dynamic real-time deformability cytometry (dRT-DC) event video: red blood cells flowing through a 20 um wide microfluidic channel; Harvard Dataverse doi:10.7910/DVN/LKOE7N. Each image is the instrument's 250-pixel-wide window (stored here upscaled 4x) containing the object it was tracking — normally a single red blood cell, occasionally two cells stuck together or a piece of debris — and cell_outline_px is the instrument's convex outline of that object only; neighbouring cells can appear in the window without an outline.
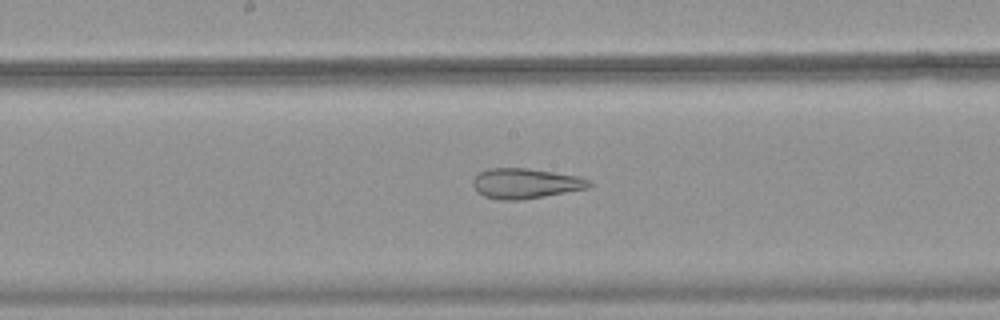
{"species": "common noctule bat (a hibernating species)", "species_latin": "Nyctalus noctula", "temperature_condition": "warm", "stored_images_in_passage": 36, "camera_frame_rate_fps": 3000, "um_per_image_px": 0.085, "animal": {"sex": "female", "body_mass_g": 18.4}, "frame": {"image": 1, "passage_image": 12, "time_ms": 3.667, "image_size_px": [1000, 320], "cell_outline_px": [[592, 184], [588, 188], [544, 196], [520, 200], [500, 200], [484, 196], [476, 192], [472, 184], [472, 180], [480, 172], [488, 168], [528, 168], [580, 176], [588, 180]], "centroid_in_image_um": [44.64, 15.59], "position_along_channel_um": 203.6, "area_um2": 20.46}}
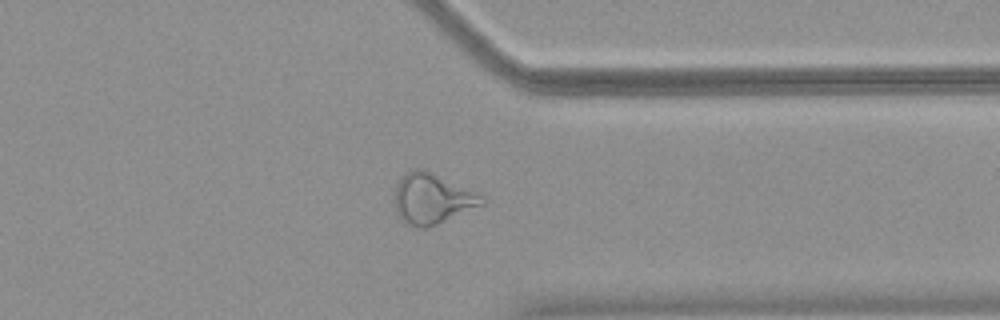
{"frame": {"image": 2, "passage_image": 25, "time_ms": 8.0, "image_size_px": [1000, 320], "cell_outline_px": [[484, 204], [428, 228], [416, 228], [404, 224], [400, 220], [396, 212], [396, 184], [400, 176], [416, 168], [424, 168], [476, 192], [484, 196]], "centroid_in_image_um": [36.71, 16.9], "position_along_channel_um": 374.7, "area_um2": 25.78}}
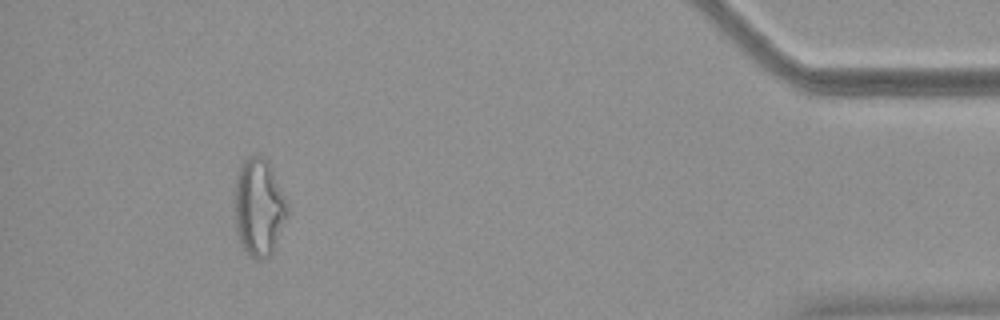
{"frame": {"image": 3, "passage_image": 32, "time_ms": 10.333, "image_size_px": [1000, 320], "cell_outline_px": [[288, 216], [272, 252], [268, 256], [260, 260], [256, 260], [240, 244], [236, 228], [236, 176], [240, 164], [248, 156], [256, 152], [264, 156], [268, 160], [272, 168], [288, 204]], "centroid_in_image_um": [22.02, 17.56], "position_along_channel_um": 413.2, "area_um2": 30.0}}